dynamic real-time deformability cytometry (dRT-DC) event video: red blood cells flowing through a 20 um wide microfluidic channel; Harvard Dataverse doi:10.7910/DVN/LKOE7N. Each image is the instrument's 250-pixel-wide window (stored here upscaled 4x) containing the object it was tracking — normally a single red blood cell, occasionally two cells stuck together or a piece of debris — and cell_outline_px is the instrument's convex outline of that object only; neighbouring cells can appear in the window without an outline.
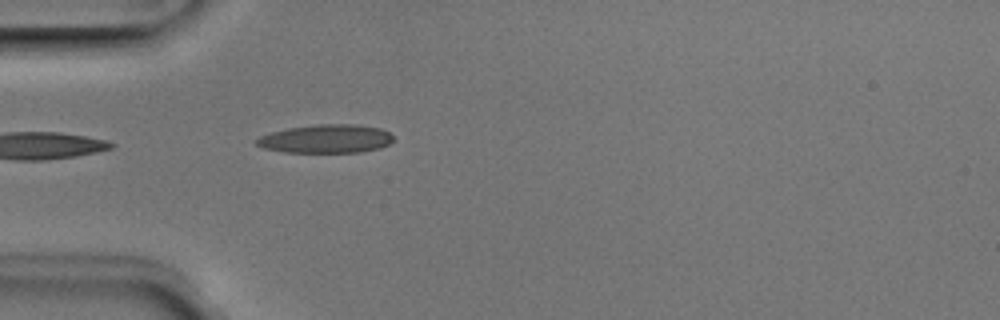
{"species": "Egyptian fruit bat (a non-hibernating species)", "species_latin": "Rousettus aegyptiacus", "temperature_condition": "room temperature", "stored_images_in_passage": 5, "camera_frame_rate_fps": 3000, "um_per_image_px": 0.085, "animal": {"sex": "male"}, "frame": {"image": 1, "passage_image": 5, "time_ms": 1.333, "image_size_px": [1000, 320], "cell_outline_px": [[392, 140], [388, 144], [380, 148], [360, 152], [284, 152], [264, 148], [256, 144], [256, 140], [260, 136], [272, 132], [288, 128], [320, 124], [356, 124], [380, 128], [388, 132], [392, 136]], "centroid_in_image_um": [27.72, 11.8], "position_along_channel_um": 57.3, "area_um2": 22.54}}